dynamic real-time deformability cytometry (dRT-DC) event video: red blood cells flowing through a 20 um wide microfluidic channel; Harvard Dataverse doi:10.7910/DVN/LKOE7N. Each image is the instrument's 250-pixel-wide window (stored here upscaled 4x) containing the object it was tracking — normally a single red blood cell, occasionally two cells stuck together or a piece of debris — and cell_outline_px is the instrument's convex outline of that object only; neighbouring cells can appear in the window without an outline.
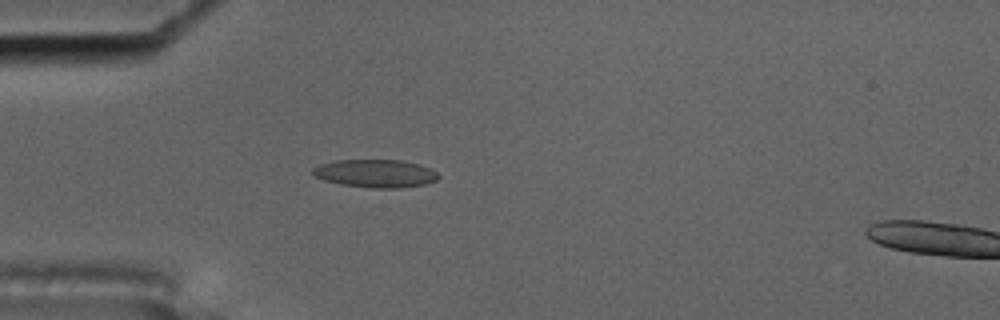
{"species": "common noctule bat (a hibernating species)", "species_latin": "Nyctalus noctula", "temperature_condition": "cold", "stored_images_in_passage": 6, "camera_frame_rate_fps": 3000, "um_per_image_px": 0.085, "animal": {"sex": "male", "body_mass_g": 17.5, "forearm_length_mm": 52.3}, "frame": {"image": 1, "passage_image": 5, "time_ms": 4.667, "image_size_px": [1000, 320], "cell_outline_px": [[440, 176], [436, 180], [424, 184], [400, 188], [372, 188], [340, 184], [324, 180], [316, 176], [312, 172], [312, 168], [320, 164], [336, 160], [400, 160], [420, 164], [432, 168]], "centroid_in_image_um": [31.93, 14.74], "position_along_channel_um": 53.1, "area_um2": 20.52}}